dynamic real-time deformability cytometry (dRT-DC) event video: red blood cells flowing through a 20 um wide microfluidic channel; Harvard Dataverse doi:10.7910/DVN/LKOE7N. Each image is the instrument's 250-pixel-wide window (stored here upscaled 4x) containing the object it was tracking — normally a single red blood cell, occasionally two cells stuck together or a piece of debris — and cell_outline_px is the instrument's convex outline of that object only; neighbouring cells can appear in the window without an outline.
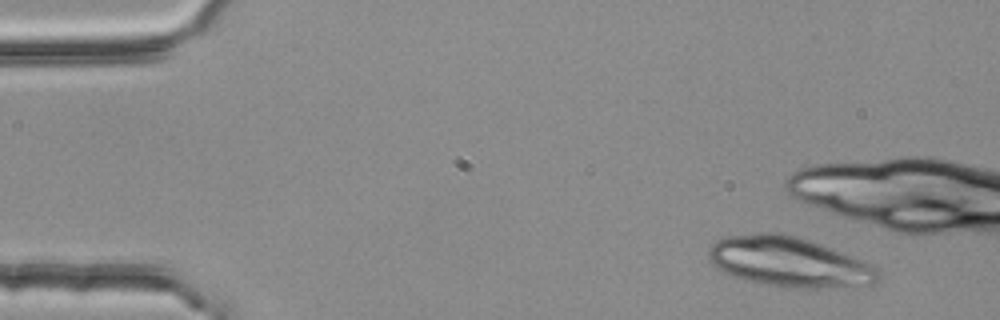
{"species": "common noctule bat (a hibernating species)", "species_latin": "Nyctalus noctula", "temperature_condition": "room temperature", "stored_images_in_passage": 1, "camera_frame_rate_fps": 3000, "um_per_image_px": 0.085, "animal": {"sex": "female", "body_mass_g": 25.1}, "frame": {"image": 1, "passage_image": 1, "time_ms": 0.0, "image_size_px": [1000, 320], "cell_outline_px": [[880, 276], [872, 284], [836, 288], [784, 288], [744, 280], [724, 272], [712, 264], [708, 256], [708, 248], [716, 240], [724, 236], [760, 232], [780, 232], [796, 236], [820, 244], [872, 264], [880, 268]], "centroid_in_image_um": [67.05, 22.27], "position_along_channel_um": 17.9, "area_um2": 49.77}}